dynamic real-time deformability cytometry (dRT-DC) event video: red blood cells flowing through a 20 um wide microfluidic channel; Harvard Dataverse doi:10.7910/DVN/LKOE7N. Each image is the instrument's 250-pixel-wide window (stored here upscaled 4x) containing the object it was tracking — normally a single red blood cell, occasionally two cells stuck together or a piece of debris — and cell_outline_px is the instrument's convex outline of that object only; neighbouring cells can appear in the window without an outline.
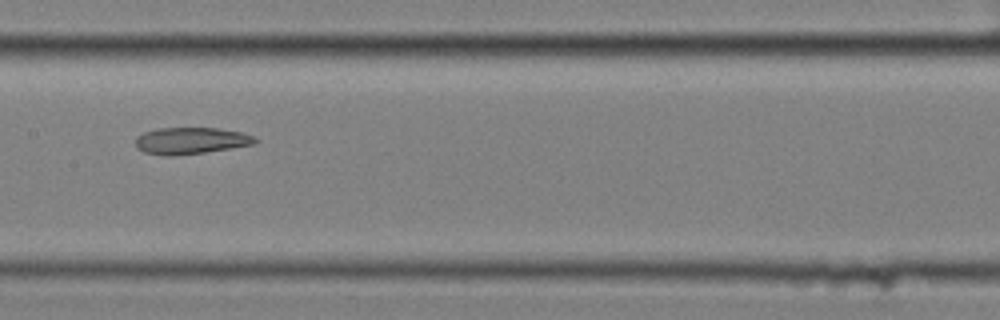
{"species": "common noctule bat (a hibernating species)", "species_latin": "Nyctalus noctula", "temperature_condition": "cold", "stored_images_in_passage": 11, "camera_frame_rate_fps": 3000, "um_per_image_px": 0.085, "animal": {"sex": "female", "body_mass_g": 25.1}, "frame": {"image": 1, "passage_image": 4, "time_ms": 1.0, "image_size_px": [1000, 320], "cell_outline_px": [[260, 140], [256, 144], [232, 148], [204, 152], [172, 156], [168, 156], [144, 152], [136, 148], [136, 136], [144, 132], [156, 128], [216, 128], [240, 132], [252, 136]], "centroid_in_image_um": [16.21, 11.96], "position_along_channel_um": 191.2, "area_um2": 18.61}}
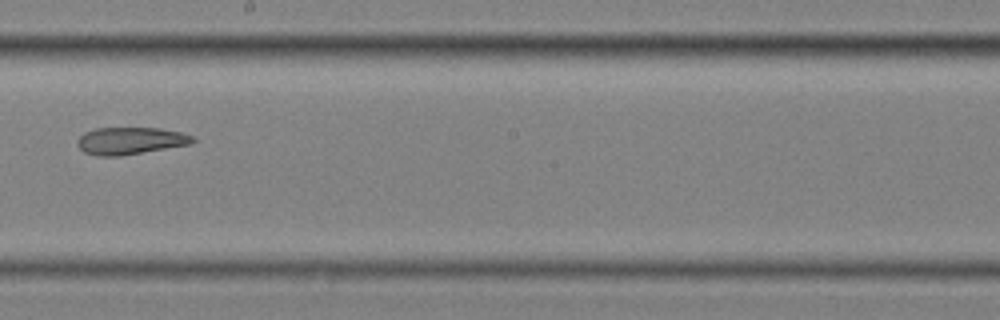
{"frame": {"image": 2, "passage_image": 5, "time_ms": 1.333, "image_size_px": [1000, 320], "cell_outline_px": [[196, 140], [192, 144], [120, 156], [96, 156], [84, 152], [76, 144], [76, 140], [84, 132], [96, 128], [160, 128], [180, 132], [192, 136]], "centroid_in_image_um": [11.06, 11.97], "position_along_channel_um": 237.1, "area_um2": 18.38}}
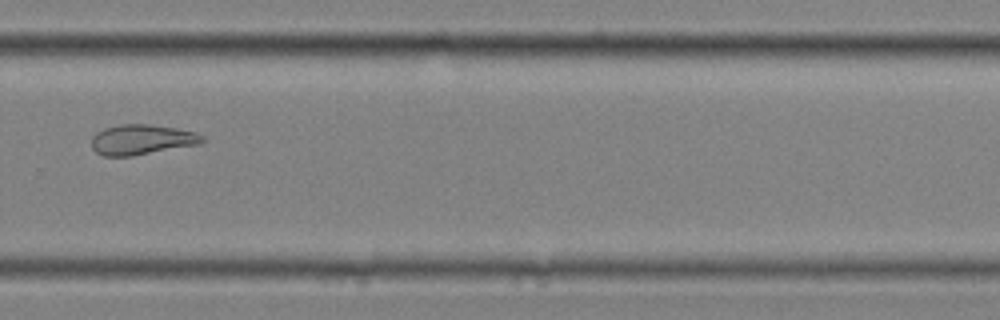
{"frame": {"image": 3, "passage_image": 7, "time_ms": 2.0, "image_size_px": [1000, 320], "cell_outline_px": [[204, 140], [200, 144], [132, 156], [104, 156], [96, 152], [92, 148], [92, 136], [96, 132], [104, 128], [120, 124], [148, 124], [176, 128], [196, 132], [204, 136]], "centroid_in_image_um": [12.04, 11.86], "position_along_channel_um": 317.8, "area_um2": 19.54}}